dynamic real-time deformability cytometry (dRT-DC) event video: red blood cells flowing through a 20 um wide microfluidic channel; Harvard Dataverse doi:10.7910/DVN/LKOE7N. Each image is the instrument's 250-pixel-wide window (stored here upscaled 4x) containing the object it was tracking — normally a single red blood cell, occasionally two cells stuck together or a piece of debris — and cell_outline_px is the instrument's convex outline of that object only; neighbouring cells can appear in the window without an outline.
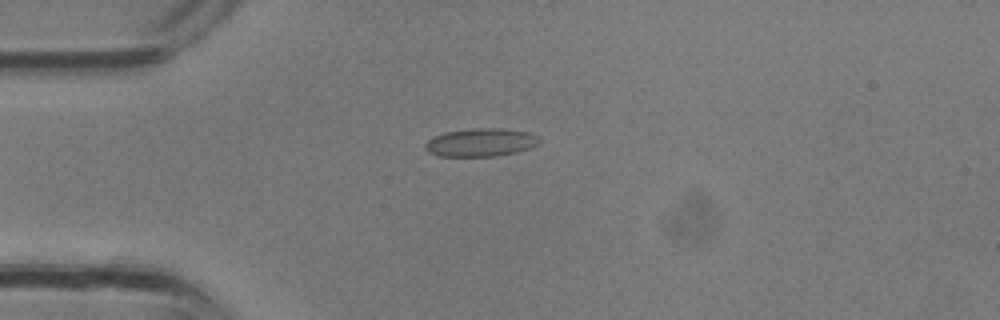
{"species": "common noctule bat (a hibernating species)", "species_latin": "Nyctalus noctula", "temperature_condition": "room temperature", "stored_images_in_passage": 15, "camera_frame_rate_fps": 3000, "um_per_image_px": 0.085, "animal": {"sex": "male", "body_mass_g": 13.3}, "frame": {"image": 1, "passage_image": 8, "time_ms": 2.333, "image_size_px": [1000, 320], "cell_outline_px": [[540, 144], [532, 148], [516, 152], [496, 156], [440, 156], [428, 152], [424, 148], [424, 144], [432, 136], [444, 132], [476, 128], [496, 128], [528, 132], [540, 136]], "centroid_in_image_um": [40.88, 12.11], "position_along_channel_um": 44.1, "area_um2": 18.9}}
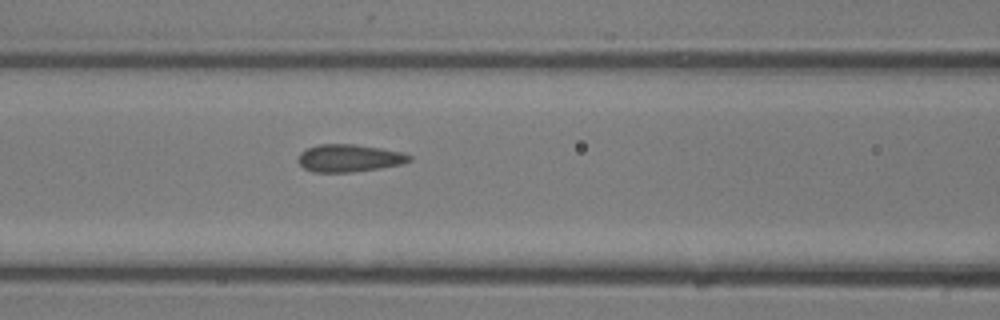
{"frame": {"image": 2, "passage_image": 13, "time_ms": 4.0, "image_size_px": [1000, 320], "cell_outline_px": [[412, 160], [400, 164], [380, 168], [352, 172], [312, 172], [304, 168], [296, 160], [300, 152], [308, 148], [320, 144], [356, 144], [404, 152], [412, 156]], "centroid_in_image_um": [29.67, 13.44], "position_along_channel_um": 136.9, "area_um2": 17.92}}
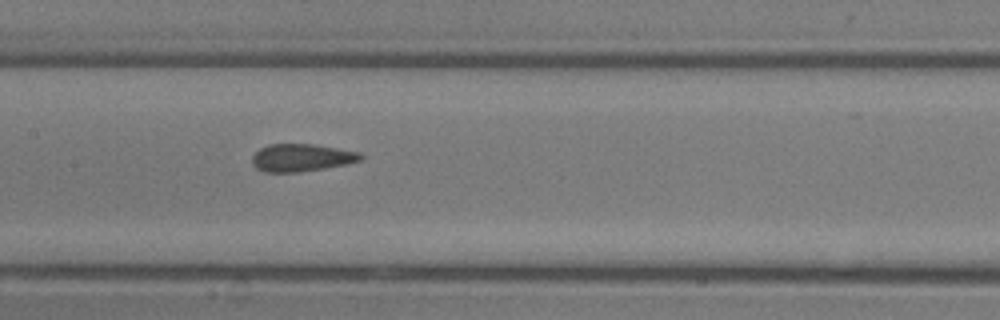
{"frame": {"image": 3, "passage_image": 15, "time_ms": 4.667, "image_size_px": [1000, 320], "cell_outline_px": [[364, 156], [360, 160], [344, 164], [324, 168], [296, 172], [264, 172], [256, 168], [252, 164], [252, 156], [260, 148], [268, 144], [312, 144], [360, 152]], "centroid_in_image_um": [25.59, 13.4], "position_along_channel_um": 181.8, "area_um2": 17.28}}